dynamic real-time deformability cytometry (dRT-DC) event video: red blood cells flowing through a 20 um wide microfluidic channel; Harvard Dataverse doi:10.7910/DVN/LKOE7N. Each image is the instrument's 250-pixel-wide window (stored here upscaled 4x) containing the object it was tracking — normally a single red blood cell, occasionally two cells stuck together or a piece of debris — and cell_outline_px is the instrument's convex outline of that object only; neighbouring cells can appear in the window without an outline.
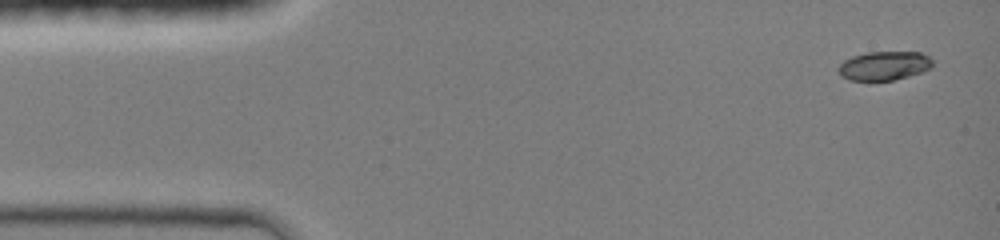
{"species": "common noctule bat (a hibernating species)", "species_latin": "Nyctalus noctula", "temperature_condition": "room temperature", "stored_images_in_passage": 6, "camera_frame_rate_fps": 3000, "um_per_image_px": 0.085, "animal": {"sex": "female", "body_mass_g": 19.0, "forearm_length_mm": 51.5}, "frame": {"image": 1, "passage_image": 1, "time_ms": 0.0, "image_size_px": [1000, 240], "cell_outline_px": [[932, 68], [908, 76], [892, 80], [848, 80], [840, 76], [836, 68], [844, 60], [852, 56], [868, 52], [920, 52], [928, 56], [932, 60]], "centroid_in_image_um": [75.11, 5.59], "position_along_channel_um": 9.9, "area_um2": 15.9}}
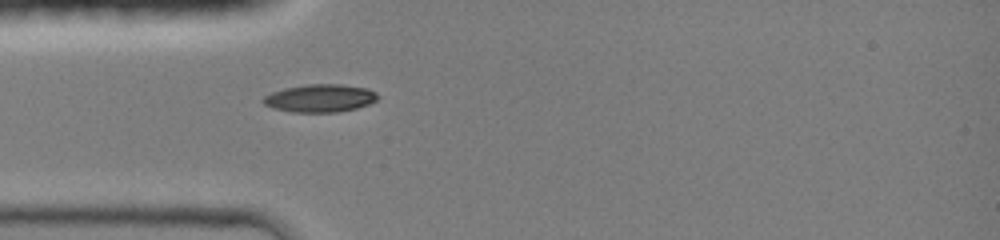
{"frame": {"image": 2, "passage_image": 6, "time_ms": 3.667, "image_size_px": [1000, 240], "cell_outline_px": [[380, 96], [376, 100], [368, 104], [356, 108], [336, 112], [292, 112], [272, 108], [264, 104], [260, 100], [264, 96], [272, 92], [284, 88], [308, 84], [340, 84], [368, 88], [376, 92]], "centroid_in_image_um": [27.19, 8.34], "position_along_channel_um": 57.8, "area_um2": 18.67}}